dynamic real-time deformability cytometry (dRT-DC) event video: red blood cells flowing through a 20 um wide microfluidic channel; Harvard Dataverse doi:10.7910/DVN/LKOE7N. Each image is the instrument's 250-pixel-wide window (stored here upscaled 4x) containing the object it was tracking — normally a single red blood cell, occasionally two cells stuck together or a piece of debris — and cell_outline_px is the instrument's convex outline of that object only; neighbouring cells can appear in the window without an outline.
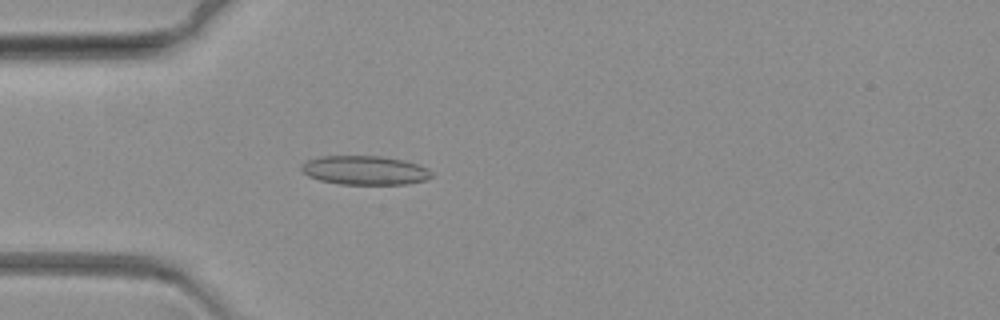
{"species": "common noctule bat (a hibernating species)", "species_latin": "Nyctalus noctula", "temperature_condition": "warm", "stored_images_in_passage": 68, "camera_frame_rate_fps": 3000, "um_per_image_px": 0.085, "animal": {"sex": "female", "body_mass_g": 19.3, "forearm_length_mm": 54.1}, "frame": {"image": 1, "passage_image": 19, "time_ms": 6.0, "image_size_px": [1000, 320], "cell_outline_px": [[432, 176], [424, 180], [408, 184], [340, 184], [320, 180], [308, 176], [300, 168], [300, 164], [308, 160], [320, 156], [380, 156], [404, 160], [428, 168], [432, 172]], "centroid_in_image_um": [31.0, 14.47], "position_along_channel_um": 54.0, "area_um2": 21.96}}
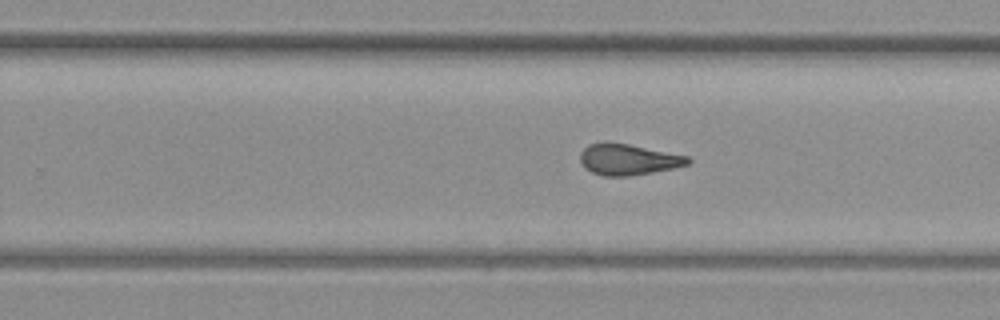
{"frame": {"image": 2, "passage_image": 42, "time_ms": 13.667, "image_size_px": [1000, 320], "cell_outline_px": [[692, 160], [688, 164], [676, 168], [628, 176], [604, 176], [592, 172], [584, 168], [580, 160], [580, 152], [588, 144], [628, 144], [688, 156]], "centroid_in_image_um": [53.41, 13.58], "position_along_channel_um": 276.4, "area_um2": 19.13}}
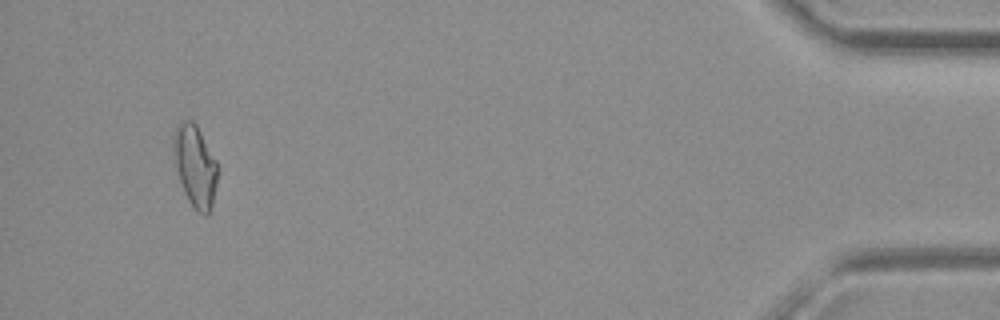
{"frame": {"image": 3, "passage_image": 64, "time_ms": 21.0, "image_size_px": [1000, 320], "cell_outline_px": [[216, 184], [212, 208], [208, 216], [204, 216], [196, 212], [188, 200], [184, 192], [180, 180], [172, 148], [172, 136], [176, 124], [184, 120], [192, 120], [196, 124], [216, 160]], "centroid_in_image_um": [16.57, 14.12], "position_along_channel_um": 418.6, "area_um2": 21.04}}